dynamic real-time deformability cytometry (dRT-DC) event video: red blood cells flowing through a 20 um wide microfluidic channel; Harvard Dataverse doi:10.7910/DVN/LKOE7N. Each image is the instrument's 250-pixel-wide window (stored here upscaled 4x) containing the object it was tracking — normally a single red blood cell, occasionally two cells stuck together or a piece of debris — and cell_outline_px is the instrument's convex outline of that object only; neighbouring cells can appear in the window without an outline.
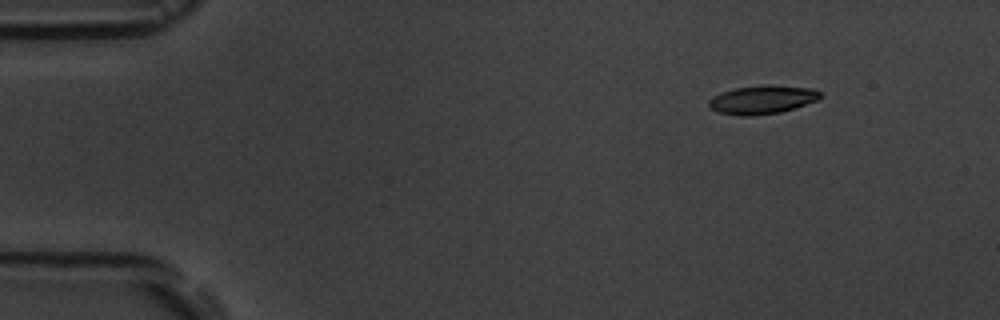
{"species": "common noctule bat (a hibernating species)", "species_latin": "Nyctalus noctula", "temperature_condition": "room temperature", "stored_images_in_passage": 4, "camera_frame_rate_fps": 3000, "um_per_image_px": 0.085, "animal": {"sex": "male", "body_mass_g": 19.5, "forearm_length_mm": 54.6}, "frame": {"image": 1, "passage_image": 1, "time_ms": 0.0, "image_size_px": [1000, 320], "cell_outline_px": [[824, 96], [820, 100], [780, 112], [744, 116], [740, 116], [720, 112], [712, 108], [708, 104], [708, 100], [724, 92], [736, 88], [764, 84], [768, 84], [812, 88], [820, 92]], "centroid_in_image_um": [64.88, 8.45], "position_along_channel_um": 20.1, "area_um2": 18.38}}
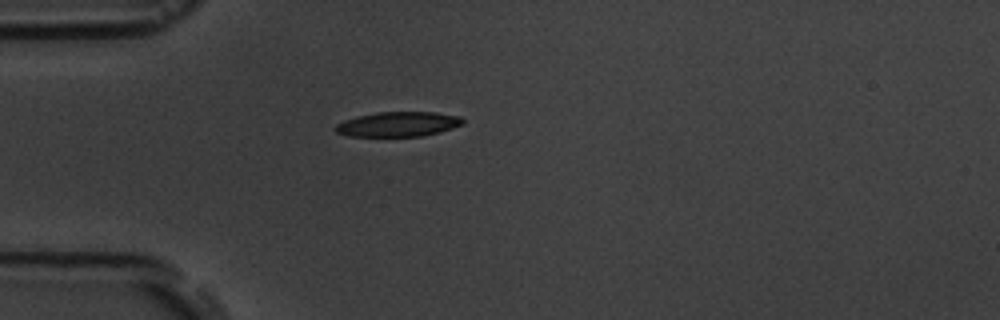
{"frame": {"image": 2, "passage_image": 3, "time_ms": 3.0, "image_size_px": [1000, 320], "cell_outline_px": [[464, 124], [440, 132], [424, 136], [348, 136], [336, 132], [332, 128], [336, 124], [344, 120], [356, 116], [376, 112], [436, 112], [460, 116], [464, 120]], "centroid_in_image_um": [33.83, 10.55], "position_along_channel_um": 51.2, "area_um2": 18.61}}